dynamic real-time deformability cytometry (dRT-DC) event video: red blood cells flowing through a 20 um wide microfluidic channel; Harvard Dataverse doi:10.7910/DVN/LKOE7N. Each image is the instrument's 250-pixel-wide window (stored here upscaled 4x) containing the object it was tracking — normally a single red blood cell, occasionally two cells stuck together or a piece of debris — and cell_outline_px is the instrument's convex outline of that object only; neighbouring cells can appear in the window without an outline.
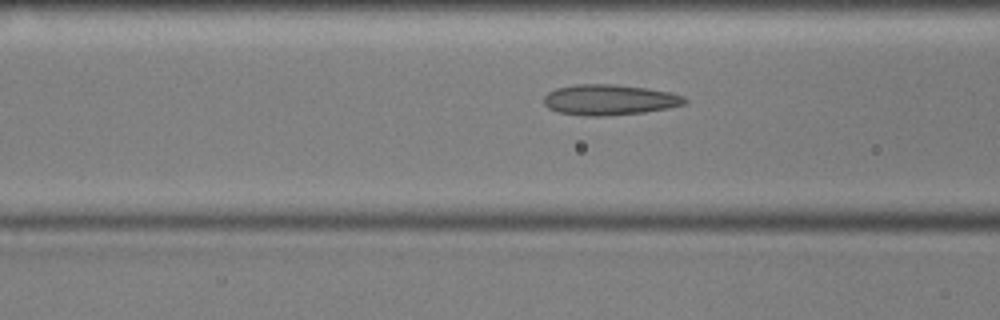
{"species": "common noctule bat (a hibernating species)", "species_latin": "Nyctalus noctula", "temperature_condition": "cold", "stored_images_in_passage": 30, "camera_frame_rate_fps": 3000, "um_per_image_px": 0.085, "animal": {"sex": "male", "body_mass_g": 17.9, "forearm_length_mm": 54.2}, "frame": {"image": 1, "passage_image": 5, "time_ms": 1.333, "image_size_px": [1000, 320], "cell_outline_px": [[688, 100], [684, 104], [668, 108], [644, 112], [604, 116], [588, 116], [556, 112], [548, 108], [544, 104], [544, 96], [548, 92], [556, 88], [576, 84], [612, 84], [644, 88], [672, 92], [684, 96]], "centroid_in_image_um": [51.79, 8.48], "position_along_channel_um": 114.8, "area_um2": 25.14}}
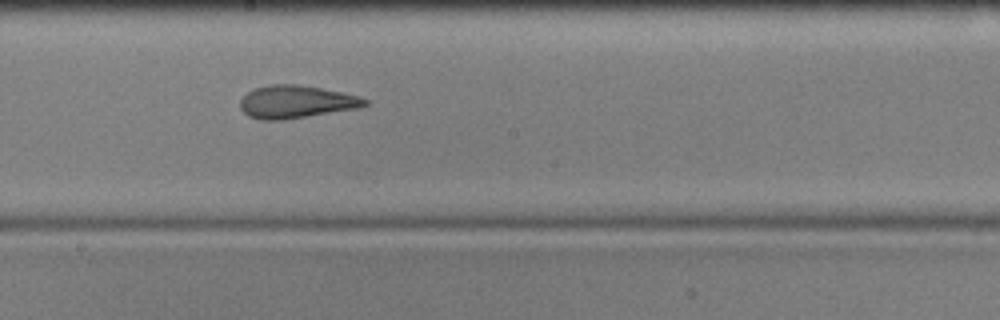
{"frame": {"image": 2, "passage_image": 14, "time_ms": 4.333, "image_size_px": [1000, 320], "cell_outline_px": [[368, 104], [356, 108], [284, 120], [260, 120], [248, 116], [240, 108], [240, 100], [248, 92], [256, 88], [272, 84], [296, 84], [320, 88], [360, 96], [368, 100]], "centroid_in_image_um": [25.14, 8.66], "position_along_channel_um": 223.1, "area_um2": 23.58}}
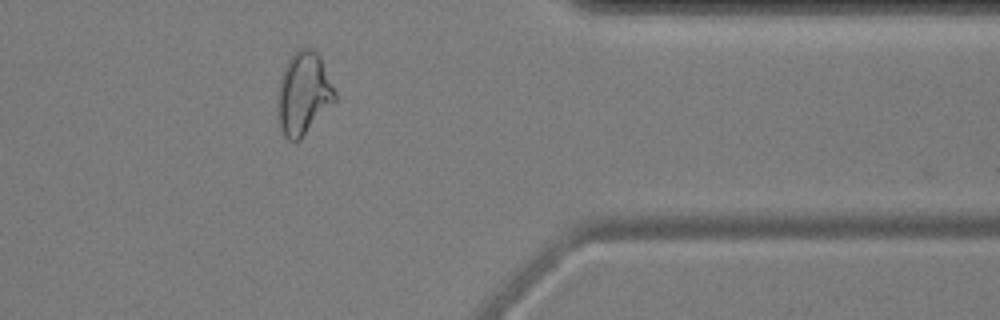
{"frame": {"image": 3, "passage_image": 29, "time_ms": 9.333, "image_size_px": [1000, 320], "cell_outline_px": [[336, 100], [300, 140], [288, 140], [284, 136], [276, 120], [276, 96], [280, 80], [284, 68], [288, 60], [296, 48], [312, 48], [320, 56], [336, 92]], "centroid_in_image_um": [25.76, 7.96], "position_along_channel_um": 385.6, "area_um2": 27.98}}